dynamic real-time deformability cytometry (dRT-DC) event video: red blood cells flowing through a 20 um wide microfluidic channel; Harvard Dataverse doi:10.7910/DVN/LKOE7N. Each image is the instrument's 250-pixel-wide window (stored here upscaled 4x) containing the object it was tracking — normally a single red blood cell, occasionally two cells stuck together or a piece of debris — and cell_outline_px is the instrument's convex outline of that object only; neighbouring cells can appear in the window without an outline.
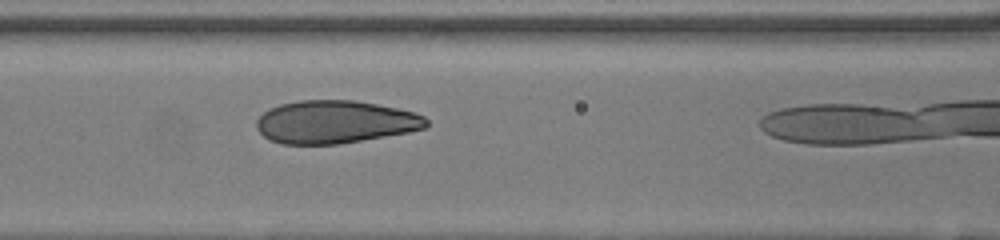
{"species": "human", "species_latin": "Homo sapiens", "temperature_condition": "room temperature", "stored_images_in_passage": 10, "camera_frame_rate_fps": 3000, "um_per_image_px": 0.085, "donor": {"sex": "female"}, "frame": {"image": 1, "passage_image": 9, "time_ms": 2.667, "image_size_px": [1000, 240], "cell_outline_px": [[428, 124], [424, 128], [408, 132], [340, 144], [280, 144], [268, 140], [256, 128], [256, 120], [268, 108], [280, 104], [300, 100], [352, 100], [376, 104], [396, 108], [412, 112], [424, 116], [428, 120]], "centroid_in_image_um": [28.44, 10.37], "position_along_channel_um": 138.2, "area_um2": 42.43}}